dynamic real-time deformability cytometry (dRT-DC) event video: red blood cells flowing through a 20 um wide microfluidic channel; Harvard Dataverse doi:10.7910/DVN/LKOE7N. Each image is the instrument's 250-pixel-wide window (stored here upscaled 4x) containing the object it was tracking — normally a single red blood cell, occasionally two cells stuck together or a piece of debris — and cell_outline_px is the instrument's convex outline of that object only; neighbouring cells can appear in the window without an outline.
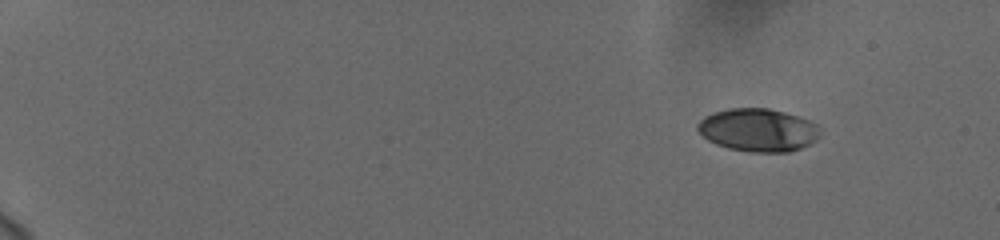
{"species": "human", "species_latin": "Homo sapiens", "temperature_condition": "cold", "stored_images_in_passage": 52, "camera_frame_rate_fps": 3000, "um_per_image_px": 0.085, "donor": {"sex": "female"}, "frame": {"image": 1, "passage_image": 1, "time_ms": 0.0, "image_size_px": [1000, 240], "cell_outline_px": [[820, 136], [816, 140], [800, 148], [788, 152], [752, 152], [728, 148], [716, 144], [708, 140], [696, 128], [696, 124], [704, 116], [712, 112], [728, 108], [768, 108], [784, 112], [808, 120], [816, 124], [820, 128]], "centroid_in_image_um": [64.42, 11.04], "position_along_channel_um": 20.6, "area_um2": 30.69}}
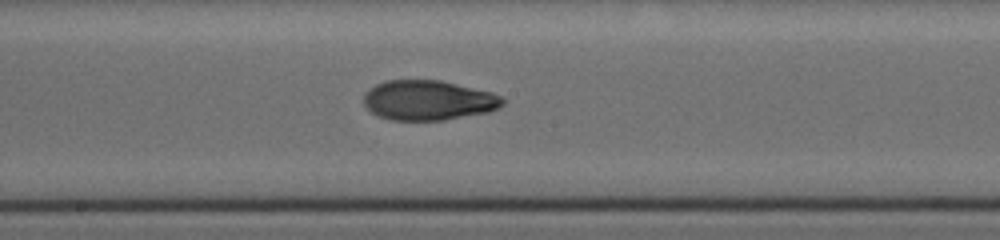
{"frame": {"image": 2, "passage_image": 29, "time_ms": 9.333, "image_size_px": [1000, 240], "cell_outline_px": [[504, 104], [488, 112], [444, 120], [392, 120], [380, 116], [372, 112], [364, 104], [364, 92], [368, 88], [384, 80], [440, 80], [492, 92], [500, 96], [504, 100]], "centroid_in_image_um": [36.38, 8.51], "position_along_channel_um": 211.8, "area_um2": 32.25}}
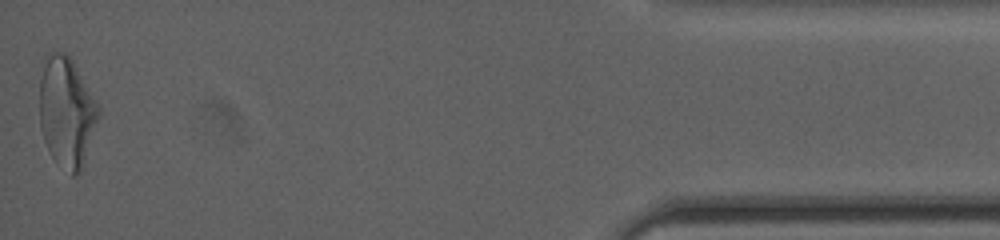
{"frame": {"image": 3, "passage_image": 52, "time_ms": 17.0, "image_size_px": [1000, 240], "cell_outline_px": [[100, 112], [84, 164], [80, 172], [76, 176], [72, 176], [56, 164], [44, 140], [40, 128], [40, 80], [44, 56], [48, 52], [64, 52], [72, 60], [96, 100], [100, 108]], "centroid_in_image_um": [5.65, 9.54], "position_along_channel_um": 429.5, "area_um2": 37.97}, "authors_computed_cell_mechanics": {"area_um2": 31.9923, "velocity_mm_per_s": 3.7206, "shape_relaxation_time_tau1_ms": 4.5753, "shape_relaxation_time_tau2_ms": 2.3158, "deformation_change_tau1": 0.1905, "deformation_change_tau2": 0.0773}}